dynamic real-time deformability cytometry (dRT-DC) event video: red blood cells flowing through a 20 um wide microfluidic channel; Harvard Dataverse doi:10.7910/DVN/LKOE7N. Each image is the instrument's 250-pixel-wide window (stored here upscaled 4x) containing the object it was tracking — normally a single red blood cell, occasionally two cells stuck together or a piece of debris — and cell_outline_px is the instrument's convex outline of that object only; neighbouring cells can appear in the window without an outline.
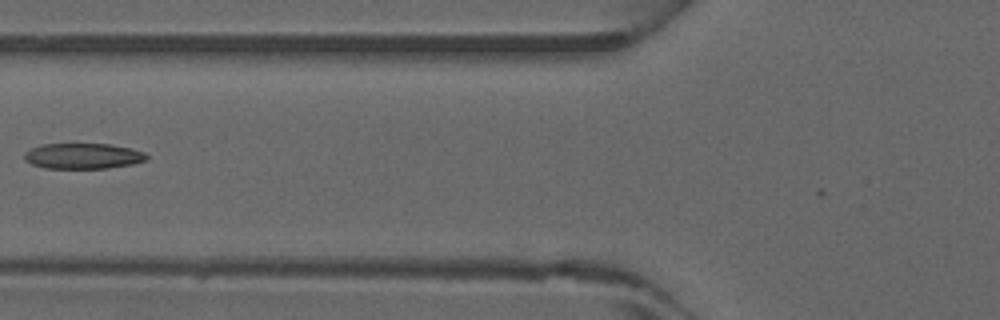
{"species": "common noctule bat (a hibernating species)", "species_latin": "Nyctalus noctula", "temperature_condition": "warm", "stored_images_in_passage": 6, "camera_frame_rate_fps": 3000, "um_per_image_px": 0.085, "animal": {"sex": "male", "forearm_length_mm": 52.5}, "frame": {"image": 1, "passage_image": 6, "time_ms": 1.667, "image_size_px": [1000, 320], "cell_outline_px": [[148, 160], [132, 164], [108, 168], [44, 168], [32, 164], [24, 160], [24, 152], [40, 144], [112, 144], [132, 148], [144, 152], [148, 156]], "centroid_in_image_um": [7.07, 13.26], "position_along_channel_um": 118.7, "area_um2": 18.38}}